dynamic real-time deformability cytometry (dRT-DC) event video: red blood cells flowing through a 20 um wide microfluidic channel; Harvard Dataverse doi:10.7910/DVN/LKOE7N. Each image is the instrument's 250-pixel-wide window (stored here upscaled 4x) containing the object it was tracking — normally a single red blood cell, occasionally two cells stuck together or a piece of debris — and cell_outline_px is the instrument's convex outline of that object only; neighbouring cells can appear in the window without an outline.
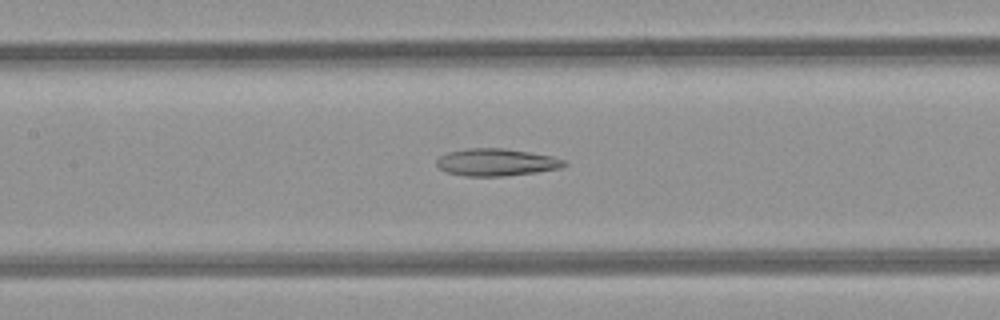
{"species": "common noctule bat (a hibernating species)", "species_latin": "Nyctalus noctula", "temperature_condition": "room temperature", "stored_images_in_passage": 39, "camera_frame_rate_fps": 3000, "um_per_image_px": 0.085, "animal": {"sex": "female", "body_mass_g": 21.9}, "frame": {"image": 1, "passage_image": 17, "time_ms": 5.333, "image_size_px": [1000, 320], "cell_outline_px": [[568, 164], [560, 168], [536, 172], [504, 176], [464, 176], [444, 172], [436, 164], [436, 160], [440, 156], [448, 152], [468, 148], [504, 148], [552, 156], [564, 160]], "centroid_in_image_um": [42.16, 13.79], "position_along_channel_um": 165.2, "area_um2": 20.29}}
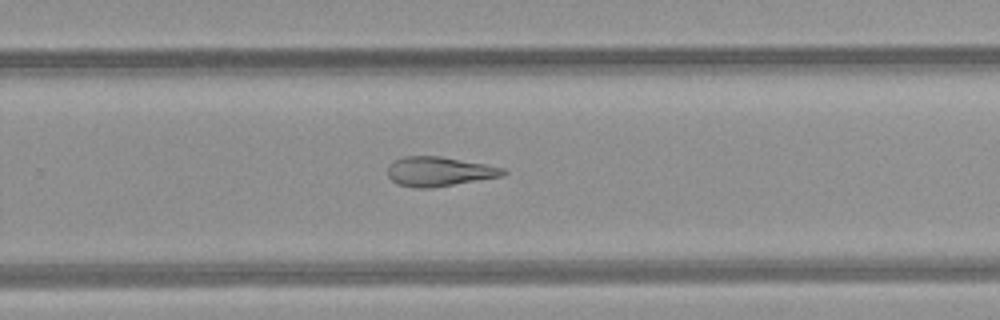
{"frame": {"image": 2, "passage_image": 26, "time_ms": 8.333, "image_size_px": [1000, 320], "cell_outline_px": [[508, 172], [504, 176], [432, 188], [416, 188], [396, 184], [388, 176], [388, 164], [404, 156], [440, 156], [484, 164], [504, 168]], "centroid_in_image_um": [37.32, 14.59], "position_along_channel_um": 292.5, "area_um2": 19.88}}
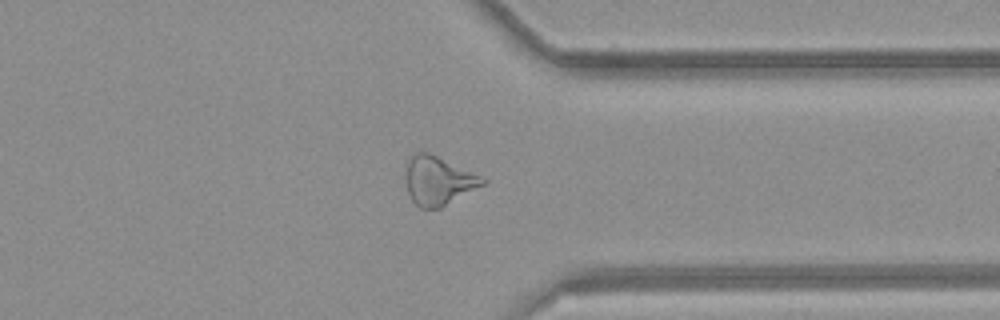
{"frame": {"image": 3, "passage_image": 32, "time_ms": 10.333, "image_size_px": [1000, 320], "cell_outline_px": [[488, 180], [484, 184], [440, 208], [420, 208], [412, 200], [408, 192], [408, 160], [416, 152], [428, 152], [480, 176]], "centroid_in_image_um": [37.27, 15.37], "position_along_channel_um": 374.1, "area_um2": 20.98}}